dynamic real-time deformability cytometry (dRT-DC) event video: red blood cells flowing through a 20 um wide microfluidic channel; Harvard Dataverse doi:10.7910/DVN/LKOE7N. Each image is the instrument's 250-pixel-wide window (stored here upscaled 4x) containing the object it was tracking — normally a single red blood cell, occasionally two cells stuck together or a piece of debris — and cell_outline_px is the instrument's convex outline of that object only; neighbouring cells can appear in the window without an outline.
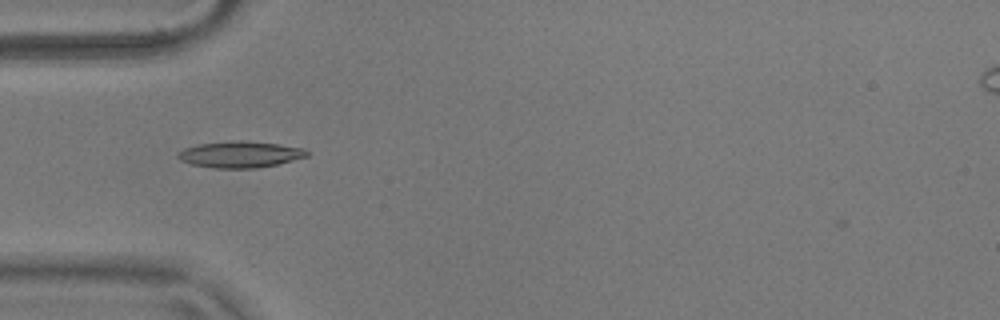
{"species": "common noctule bat (a hibernating species)", "species_latin": "Nyctalus noctula", "temperature_condition": "warm", "stored_images_in_passage": 39, "camera_frame_rate_fps": 3000, "um_per_image_px": 0.085, "animal": {"sex": "male", "body_mass_g": 17.9}, "frame": {"image": 1, "passage_image": 1, "time_ms": 0.0, "image_size_px": [1000, 320], "cell_outline_px": [[308, 156], [276, 164], [256, 168], [216, 168], [192, 164], [180, 160], [176, 156], [176, 152], [184, 148], [200, 144], [232, 140], [240, 140], [276, 144], [304, 148], [308, 152]], "centroid_in_image_um": [20.37, 13.12], "position_along_channel_um": 64.6, "area_um2": 19.65}}
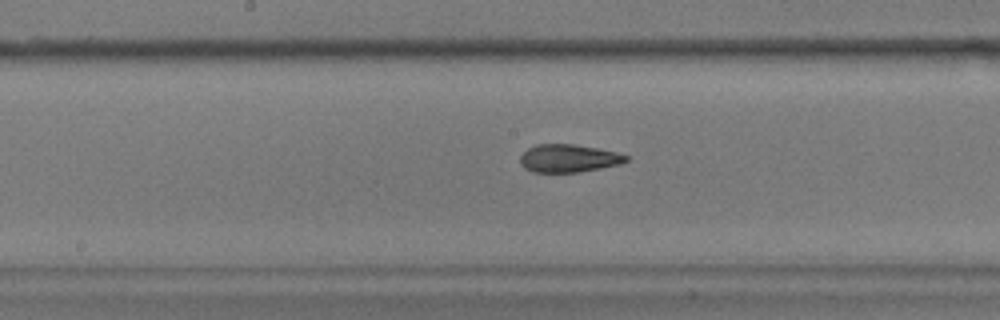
{"frame": {"image": 2, "passage_image": 12, "time_ms": 3.667, "image_size_px": [1000, 320], "cell_outline_px": [[628, 160], [620, 164], [600, 168], [576, 172], [532, 172], [524, 168], [520, 164], [520, 156], [528, 148], [536, 144], [572, 144], [596, 148], [616, 152], [628, 156]], "centroid_in_image_um": [48.29, 13.46], "position_along_channel_um": 199.9, "area_um2": 17.11}}
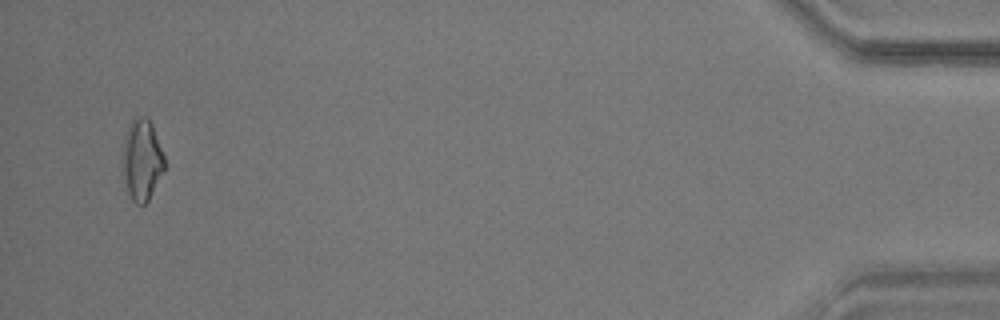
{"frame": {"image": 3, "passage_image": 37, "time_ms": 12.0, "image_size_px": [1000, 320], "cell_outline_px": [[168, 164], [148, 200], [144, 204], [136, 204], [132, 200], [128, 192], [124, 172], [124, 136], [128, 124], [132, 120], [140, 116], [148, 116], [152, 124]], "centroid_in_image_um": [12.11, 13.55], "position_along_channel_um": 423.1, "area_um2": 19.77}, "authors_computed_cell_mechanics": {"area_um2": 17.8024, "velocity_mm_per_s": 3.6788, "shape_relaxation_time_tau1_ms": 5.3291, "shape_relaxation_time_tau2_ms": 1.9699, "deformation_change_tau1": 0.1869, "deformation_change_tau2": 0.0956}}